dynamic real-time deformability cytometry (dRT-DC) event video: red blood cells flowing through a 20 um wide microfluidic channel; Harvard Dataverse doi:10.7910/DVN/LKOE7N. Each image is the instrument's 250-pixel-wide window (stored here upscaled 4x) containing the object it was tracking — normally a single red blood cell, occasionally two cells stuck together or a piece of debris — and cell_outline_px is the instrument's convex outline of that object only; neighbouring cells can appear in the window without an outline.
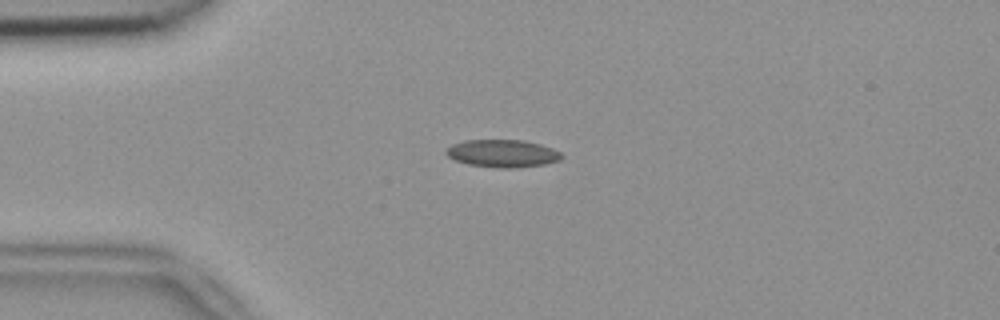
{"species": "common noctule bat (a hibernating species)", "species_latin": "Nyctalus noctula", "temperature_condition": "room temperature", "stored_images_in_passage": 41, "camera_frame_rate_fps": 3000, "um_per_image_px": 0.085, "animal": {"sex": "female", "body_mass_g": 18.4}, "frame": {"image": 1, "passage_image": 1, "time_ms": 0.0, "image_size_px": [1000, 320], "cell_outline_px": [[564, 156], [560, 160], [544, 164], [516, 168], [500, 168], [468, 164], [456, 160], [448, 156], [444, 152], [452, 144], [464, 140], [524, 140], [540, 144], [552, 148], [560, 152]], "centroid_in_image_um": [42.73, 13.04], "position_along_channel_um": 42.3, "area_um2": 18.55}}
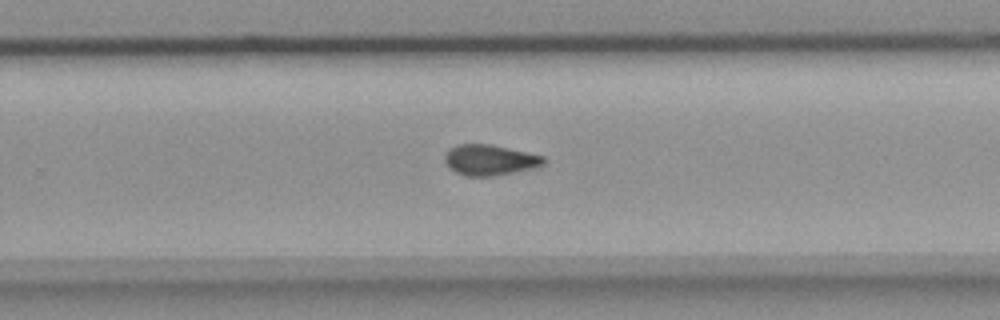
{"frame": {"image": 2, "passage_image": 22, "time_ms": 7.0, "image_size_px": [1000, 320], "cell_outline_px": [[548, 160], [544, 164], [532, 168], [512, 172], [488, 176], [468, 176], [456, 172], [448, 168], [444, 160], [444, 156], [448, 148], [456, 144], [492, 144], [544, 156]], "centroid_in_image_um": [41.6, 13.58], "position_along_channel_um": 288.2, "area_um2": 17.69}}
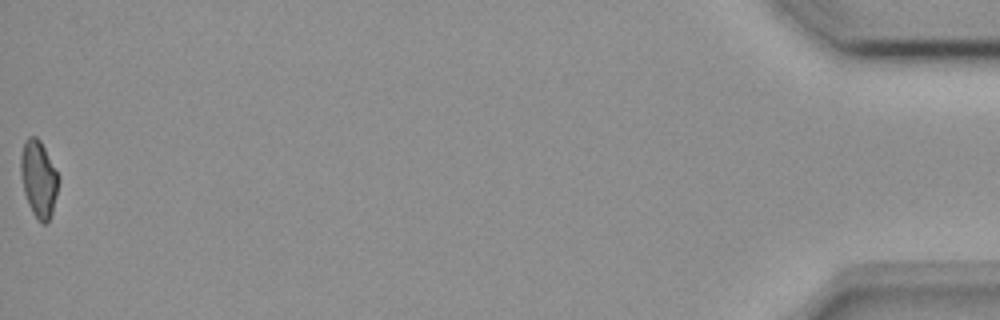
{"frame": {"image": 3, "passage_image": 41, "time_ms": 13.333, "image_size_px": [1000, 320], "cell_outline_px": [[60, 180], [52, 212], [48, 220], [44, 224], [40, 224], [32, 212], [28, 204], [24, 192], [20, 172], [20, 156], [24, 140], [28, 136], [36, 136], [40, 140], [60, 176]], "centroid_in_image_um": [3.28, 15.18], "position_along_channel_um": 431.9, "area_um2": 17.11}, "authors_computed_cell_mechanics": {"area_um2": 17.3978, "velocity_mm_per_s": 3.8315, "shape_relaxation_time_tau1_ms": null, "shape_relaxation_time_tau2_ms": 2.8781, "deformation_change_tau1": null, "deformation_change_tau2": 0.1034}}